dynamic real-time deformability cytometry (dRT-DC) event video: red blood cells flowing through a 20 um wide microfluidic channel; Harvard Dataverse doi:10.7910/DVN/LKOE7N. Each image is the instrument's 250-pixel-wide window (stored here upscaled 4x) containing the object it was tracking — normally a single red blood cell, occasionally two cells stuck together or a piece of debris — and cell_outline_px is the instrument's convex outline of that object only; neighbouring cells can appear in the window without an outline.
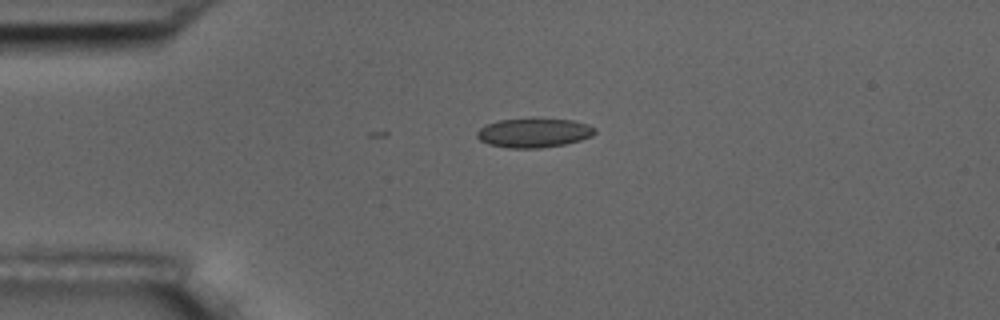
{"species": "common noctule bat (a hibernating species)", "species_latin": "Nyctalus noctula", "temperature_condition": "room temperature", "stored_images_in_passage": 2, "camera_frame_rate_fps": 3000, "um_per_image_px": 0.085, "animal": {"sex": "male", "body_mass_g": 17.5, "forearm_length_mm": 52.3}, "frame": {"image": 1, "passage_image": 1, "time_ms": 0.0, "image_size_px": [1000, 320], "cell_outline_px": [[596, 132], [592, 136], [580, 140], [564, 144], [540, 148], [508, 148], [488, 144], [480, 140], [476, 136], [476, 132], [480, 128], [488, 124], [500, 120], [532, 116], [572, 120], [588, 124], [596, 128]], "centroid_in_image_um": [45.39, 11.25], "position_along_channel_um": 39.6, "area_um2": 20.69}}